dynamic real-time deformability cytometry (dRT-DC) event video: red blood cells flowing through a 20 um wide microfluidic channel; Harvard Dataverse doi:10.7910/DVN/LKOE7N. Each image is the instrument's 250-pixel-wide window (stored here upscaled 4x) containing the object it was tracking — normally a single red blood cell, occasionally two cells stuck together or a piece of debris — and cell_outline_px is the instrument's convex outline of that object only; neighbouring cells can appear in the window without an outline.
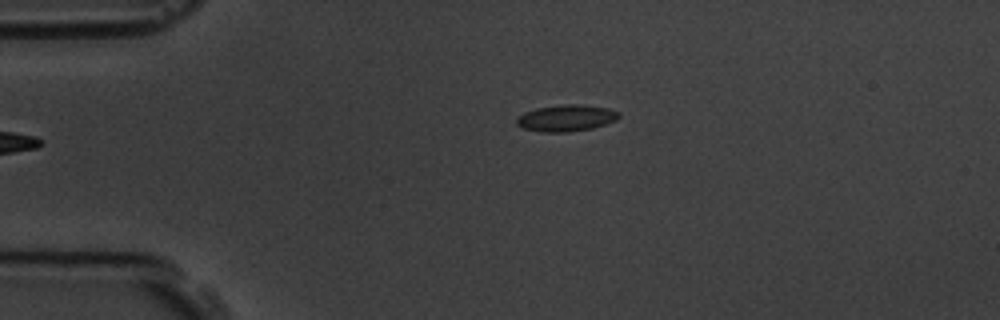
{"species": "common noctule bat (a hibernating species)", "species_latin": "Nyctalus noctula", "temperature_condition": "room temperature", "stored_images_in_passage": 4, "camera_frame_rate_fps": 3000, "um_per_image_px": 0.085, "animal": {"sex": "male", "body_mass_g": 19.5, "forearm_length_mm": 54.6}, "frame": {"image": 1, "passage_image": 4, "time_ms": 3.333, "image_size_px": [1000, 320], "cell_outline_px": [[620, 116], [616, 120], [592, 128], [568, 132], [540, 132], [520, 128], [516, 124], [516, 116], [524, 112], [536, 108], [564, 104], [580, 104], [608, 108], [620, 112]], "centroid_in_image_um": [48.08, 10.03], "position_along_channel_um": 36.9, "area_um2": 16.01}}